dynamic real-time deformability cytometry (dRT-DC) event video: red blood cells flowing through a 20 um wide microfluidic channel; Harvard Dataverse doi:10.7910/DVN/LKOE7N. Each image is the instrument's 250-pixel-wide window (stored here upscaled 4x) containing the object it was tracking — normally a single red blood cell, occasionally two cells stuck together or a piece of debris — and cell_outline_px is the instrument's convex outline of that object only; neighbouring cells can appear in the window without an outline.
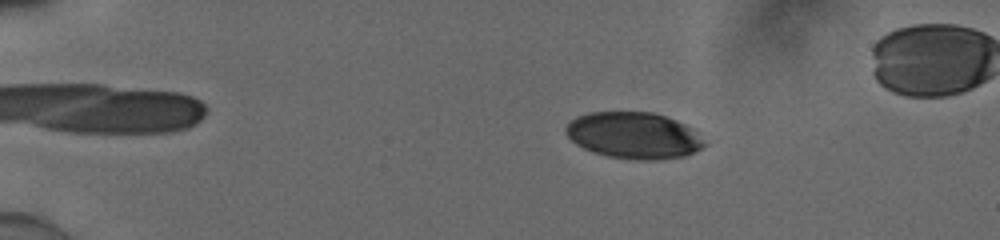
{"species": "human", "species_latin": "Homo sapiens", "temperature_condition": "cold", "stored_images_in_passage": 57, "camera_frame_rate_fps": 3000, "um_per_image_px": 0.085, "donor": {"sex": "male"}, "frame": {"image": 1, "passage_image": 12, "time_ms": 3.667, "image_size_px": [1000, 240], "cell_outline_px": [[708, 144], [684, 156], [656, 160], [632, 160], [608, 156], [592, 152], [576, 144], [564, 132], [564, 128], [576, 116], [588, 112], [652, 112], [676, 120], [692, 128]], "centroid_in_image_um": [53.85, 11.51], "position_along_channel_um": 31.2, "area_um2": 37.57}}
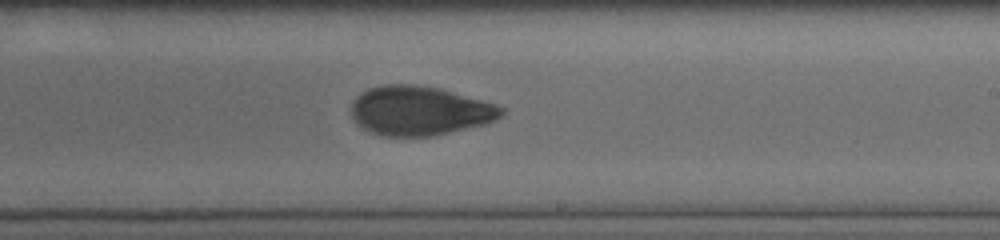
{"frame": {"image": 2, "passage_image": 36, "time_ms": 11.667, "image_size_px": [1000, 240], "cell_outline_px": [[504, 112], [496, 120], [484, 124], [432, 136], [380, 136], [364, 128], [352, 116], [352, 100], [356, 96], [368, 88], [384, 84], [412, 84], [436, 88], [480, 100], [504, 108]], "centroid_in_image_um": [35.62, 9.42], "position_along_channel_um": 253.4, "area_um2": 42.48}}
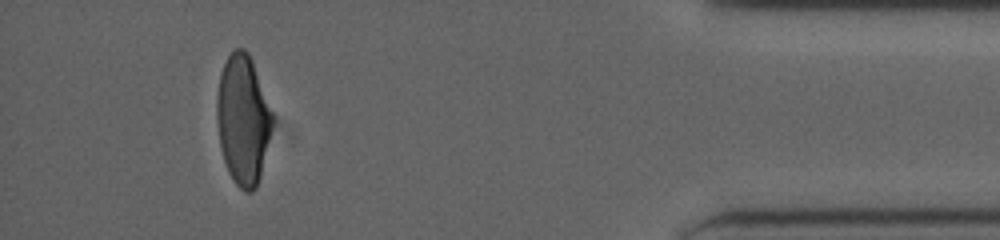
{"frame": {"image": 3, "passage_image": 52, "time_ms": 17.0, "image_size_px": [1000, 240], "cell_outline_px": [[272, 128], [260, 176], [256, 188], [252, 192], [244, 192], [236, 184], [228, 172], [220, 148], [216, 120], [216, 96], [220, 72], [228, 56], [236, 48], [244, 48], [248, 52], [252, 60], [272, 112]], "centroid_in_image_um": [20.63, 10.17], "position_along_channel_um": 414.6, "area_um2": 41.91}}